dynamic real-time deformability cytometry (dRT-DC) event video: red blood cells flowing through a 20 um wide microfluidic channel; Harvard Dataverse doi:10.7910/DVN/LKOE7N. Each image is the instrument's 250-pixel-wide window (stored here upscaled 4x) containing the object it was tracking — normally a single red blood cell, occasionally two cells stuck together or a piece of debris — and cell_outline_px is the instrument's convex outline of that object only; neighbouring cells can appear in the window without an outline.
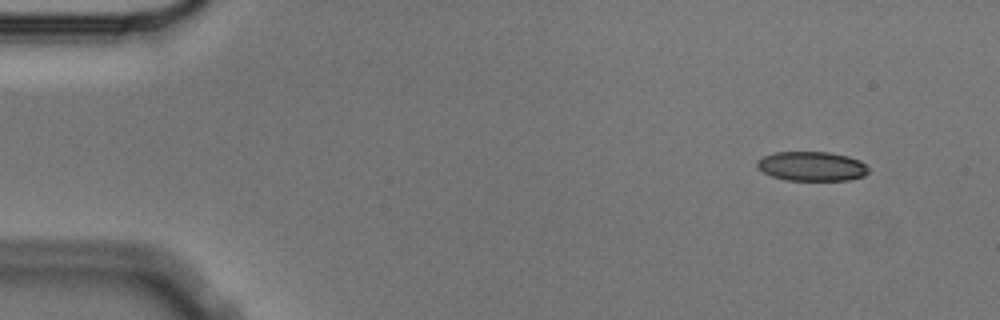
{"species": "Egyptian fruit bat (a non-hibernating species)", "species_latin": "Rousettus aegyptiacus", "temperature_condition": "cold", "stored_images_in_passage": 52, "camera_frame_rate_fps": 3000, "um_per_image_px": 0.085, "animal": {"sex": "male"}, "frame": {"image": 1, "passage_image": 1, "time_ms": 0.0, "image_size_px": [1000, 320], "cell_outline_px": [[868, 172], [864, 176], [848, 180], [784, 180], [772, 176], [764, 172], [756, 164], [756, 160], [764, 156], [776, 152], [828, 152], [848, 156], [860, 160], [868, 168]], "centroid_in_image_um": [69.0, 14.13], "position_along_channel_um": 16.0, "area_um2": 19.02}}
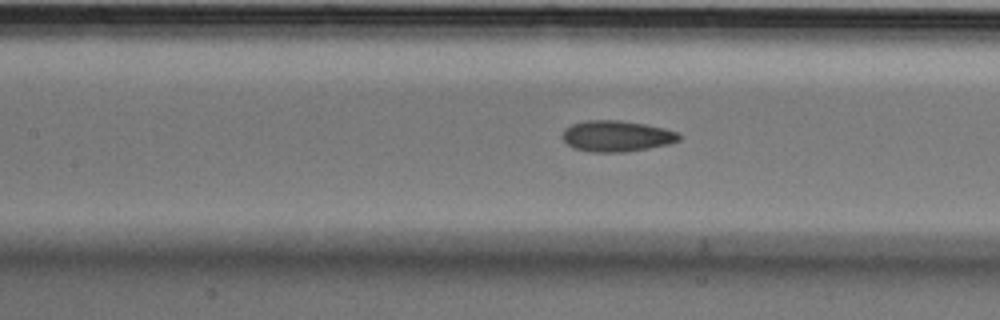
{"frame": {"image": 2, "passage_image": 21, "time_ms": 6.667, "image_size_px": [1000, 320], "cell_outline_px": [[680, 140], [668, 144], [648, 148], [624, 152], [592, 152], [572, 148], [564, 140], [564, 128], [572, 124], [584, 120], [620, 120], [644, 124], [664, 128], [676, 132], [680, 136]], "centroid_in_image_um": [52.39, 11.56], "position_along_channel_um": 155.0, "area_um2": 20.98}}
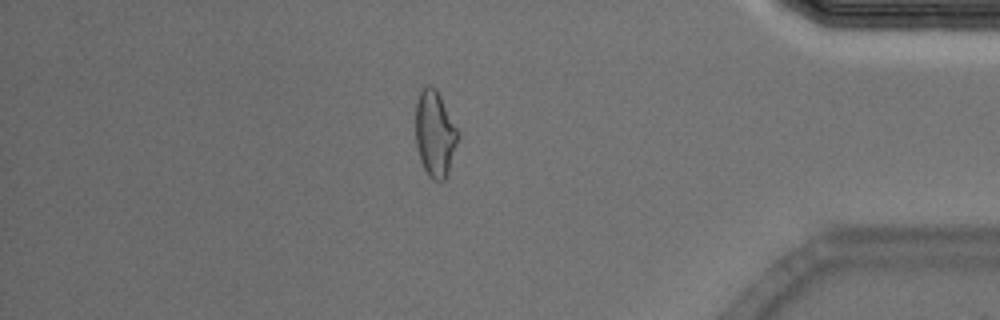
{"frame": {"image": 3, "passage_image": 44, "time_ms": 14.333, "image_size_px": [1000, 320], "cell_outline_px": [[460, 136], [448, 172], [444, 180], [432, 180], [428, 176], [420, 160], [416, 144], [416, 104], [420, 92], [428, 84], [436, 88], [460, 132]], "centroid_in_image_um": [36.99, 11.37], "position_along_channel_um": 398.2, "area_um2": 21.33}, "authors_computed_cell_mechanics": {"area_um2": 20.9814, "velocity_mm_per_s": 3.5938, "shape_relaxation_time_tau1_ms": 7.5343, "shape_relaxation_time_tau2_ms": 1.274, "deformation_change_tau1": 0.159, "deformation_change_tau2": 0.0668}}